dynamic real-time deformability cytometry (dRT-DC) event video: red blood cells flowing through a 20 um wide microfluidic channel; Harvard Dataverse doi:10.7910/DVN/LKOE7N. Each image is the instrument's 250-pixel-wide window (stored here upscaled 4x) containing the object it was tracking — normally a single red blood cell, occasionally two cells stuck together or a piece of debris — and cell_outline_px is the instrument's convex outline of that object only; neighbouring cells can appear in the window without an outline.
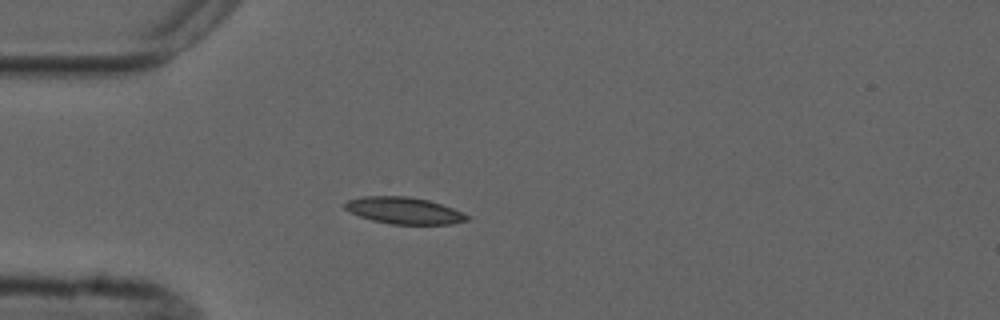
{"species": "common noctule bat (a hibernating species)", "species_latin": "Nyctalus noctula", "temperature_condition": "cold", "stored_images_in_passage": 4, "camera_frame_rate_fps": 3000, "um_per_image_px": 0.085, "animal": {"sex": "male", "forearm_length_mm": 52.5}, "frame": {"image": 1, "passage_image": 4, "time_ms": 3.667, "image_size_px": [1000, 320], "cell_outline_px": [[472, 220], [452, 224], [392, 224], [372, 220], [348, 212], [344, 208], [344, 204], [348, 200], [364, 196], [408, 196], [428, 200], [452, 208], [472, 216]], "centroid_in_image_um": [34.38, 17.9], "position_along_channel_um": 50.6, "area_um2": 19.13}}